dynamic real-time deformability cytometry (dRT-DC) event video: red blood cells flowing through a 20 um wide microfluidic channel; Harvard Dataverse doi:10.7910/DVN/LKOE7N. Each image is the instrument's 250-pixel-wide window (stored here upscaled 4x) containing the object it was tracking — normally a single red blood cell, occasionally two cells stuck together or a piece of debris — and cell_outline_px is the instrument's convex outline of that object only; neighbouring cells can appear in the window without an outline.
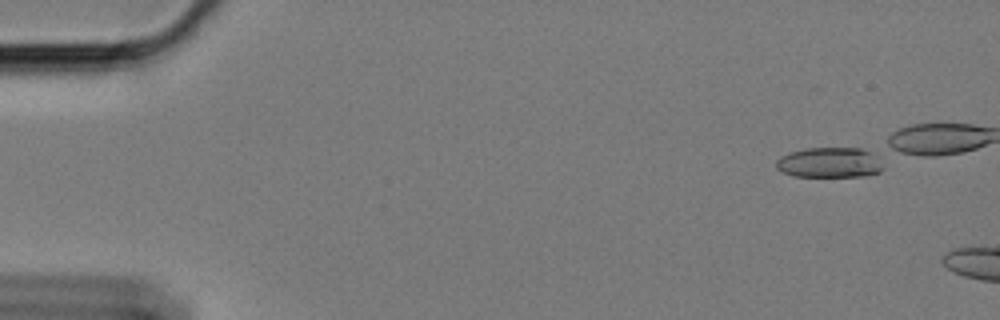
{"species": "Egyptian fruit bat (a non-hibernating species)", "species_latin": "Rousettus aegyptiacus", "temperature_condition": "cold", "stored_images_in_passage": 5, "camera_frame_rate_fps": 3000, "um_per_image_px": 0.085, "animal": {"sex": "female"}, "frame": {"image": 1, "passage_image": 1, "time_ms": 0.0, "image_size_px": [1000, 320], "cell_outline_px": [[884, 168], [880, 172], [864, 176], [792, 176], [776, 168], [776, 160], [780, 156], [788, 152], [804, 148], [860, 148], [872, 152], [876, 156]], "centroid_in_image_um": [70.49, 13.81], "position_along_channel_um": 14.5, "area_um2": 18.96}}